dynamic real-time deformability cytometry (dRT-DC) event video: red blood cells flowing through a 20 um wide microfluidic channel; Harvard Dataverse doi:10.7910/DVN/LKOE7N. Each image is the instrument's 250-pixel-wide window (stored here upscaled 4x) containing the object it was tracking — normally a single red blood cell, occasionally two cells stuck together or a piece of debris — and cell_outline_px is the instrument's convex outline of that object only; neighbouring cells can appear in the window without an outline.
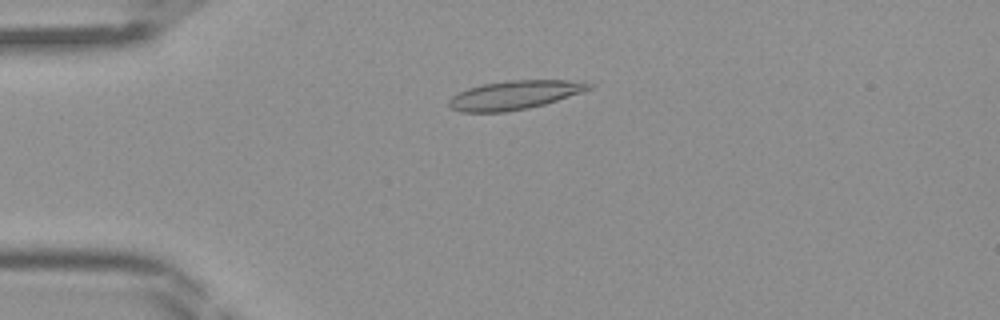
{"species": "Egyptian fruit bat (a non-hibernating species)", "species_latin": "Rousettus aegyptiacus", "temperature_condition": "room temperature", "stored_images_in_passage": 44, "camera_frame_rate_fps": 3000, "um_per_image_px": 0.085, "frame": {"image": 1, "passage_image": 11, "time_ms": 3.333, "image_size_px": [1000, 320], "cell_outline_px": [[596, 84], [592, 88], [544, 104], [528, 108], [504, 112], [460, 112], [452, 108], [448, 104], [448, 100], [452, 96], [468, 88], [484, 84], [512, 80], [584, 80]], "centroid_in_image_um": [43.77, 8.06], "position_along_channel_um": 41.2, "area_um2": 23.41}}
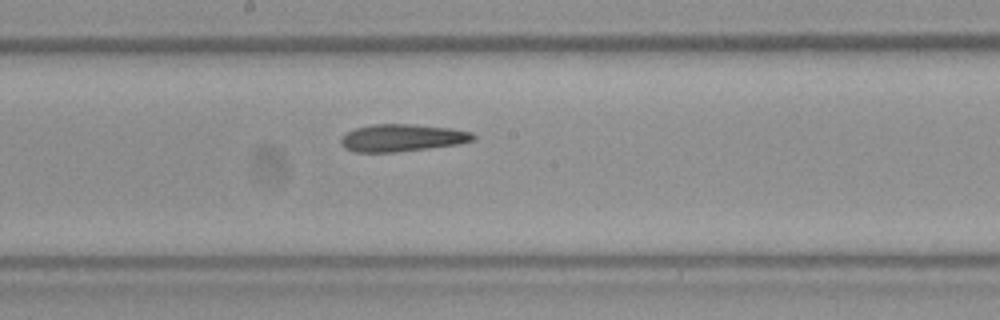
{"frame": {"image": 2, "passage_image": 24, "time_ms": 7.667, "image_size_px": [1000, 320], "cell_outline_px": [[476, 140], [460, 144], [396, 152], [352, 152], [344, 148], [340, 144], [340, 140], [348, 132], [356, 128], [372, 124], [412, 124], [452, 128], [472, 132], [476, 136]], "centroid_in_image_um": [34.21, 11.72], "position_along_channel_um": 214.0, "area_um2": 21.21}}
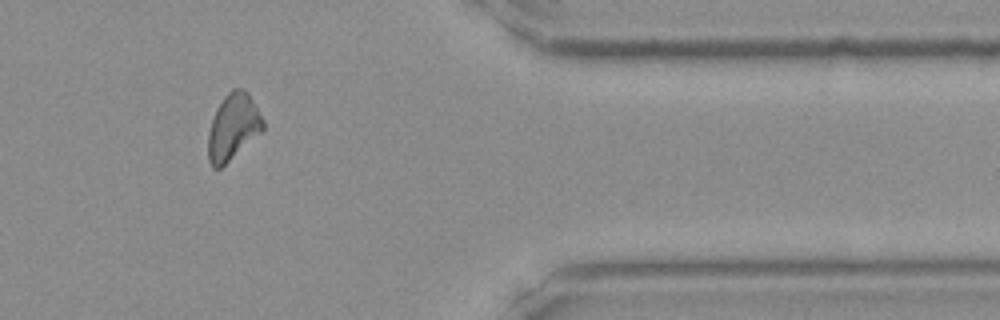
{"frame": {"image": 3, "passage_image": 37, "time_ms": 12.0, "image_size_px": [1000, 320], "cell_outline_px": [[264, 128], [260, 132], [220, 168], [212, 168], [208, 160], [208, 132], [216, 108], [224, 96], [232, 88], [244, 88], [248, 92], [264, 120]], "centroid_in_image_um": [19.79, 10.75], "position_along_channel_um": 391.6, "area_um2": 20.92}}